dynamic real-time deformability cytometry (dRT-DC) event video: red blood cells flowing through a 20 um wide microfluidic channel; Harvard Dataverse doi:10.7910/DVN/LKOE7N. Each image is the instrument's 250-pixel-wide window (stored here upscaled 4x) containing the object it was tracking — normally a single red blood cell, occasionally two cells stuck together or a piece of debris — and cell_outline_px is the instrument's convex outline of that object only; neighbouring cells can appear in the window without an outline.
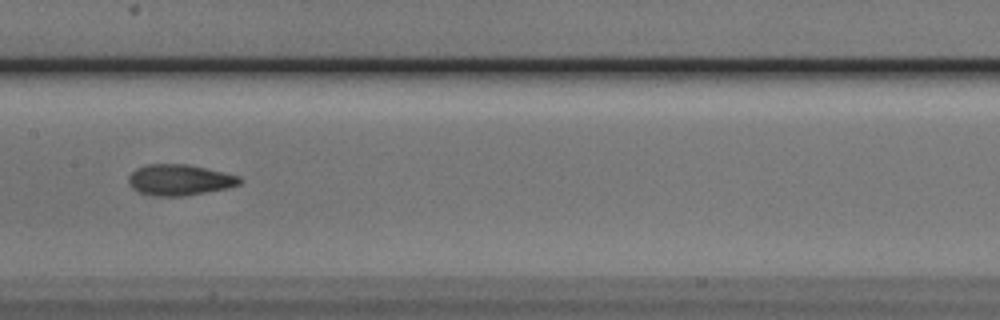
{"species": "Egyptian fruit bat (a non-hibernating species)", "species_latin": "Rousettus aegyptiacus", "temperature_condition": "cold", "stored_images_in_passage": 38, "camera_frame_rate_fps": 3000, "um_per_image_px": 0.085, "animal": {"sex": "male"}, "frame": {"image": 1, "passage_image": 12, "time_ms": 3.667, "image_size_px": [1000, 320], "cell_outline_px": [[240, 184], [228, 188], [184, 196], [160, 196], [136, 192], [128, 184], [128, 176], [136, 168], [148, 164], [188, 164], [240, 176]], "centroid_in_image_um": [15.22, 15.29], "position_along_channel_um": 192.2, "area_um2": 20.06}}